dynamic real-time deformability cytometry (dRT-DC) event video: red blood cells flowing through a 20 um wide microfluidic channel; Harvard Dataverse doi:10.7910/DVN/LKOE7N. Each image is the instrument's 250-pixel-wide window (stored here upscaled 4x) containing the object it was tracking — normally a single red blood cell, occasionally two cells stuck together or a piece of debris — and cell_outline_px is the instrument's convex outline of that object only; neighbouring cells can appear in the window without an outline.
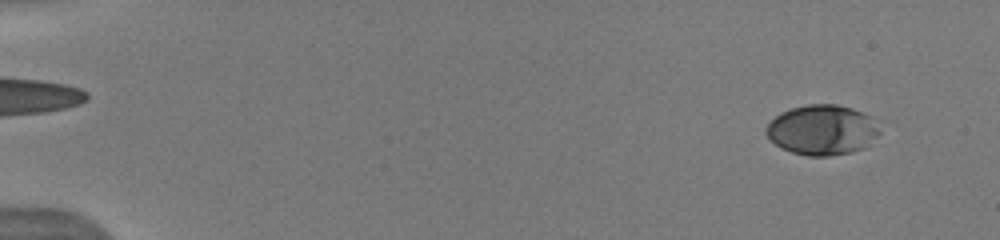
{"species": "human", "species_latin": "Homo sapiens", "temperature_condition": "warm", "stored_images_in_passage": 11, "camera_frame_rate_fps": 3000, "um_per_image_px": 0.085, "donor": {"sex": "male"}, "frame": {"image": 1, "passage_image": 2, "time_ms": 0.333, "image_size_px": [1000, 240], "cell_outline_px": [[880, 132], [864, 148], [852, 152], [828, 156], [808, 156], [792, 152], [780, 148], [764, 132], [764, 128], [780, 112], [792, 108], [808, 104], [836, 104], [852, 108], [872, 116]], "centroid_in_image_um": [69.87, 11.04], "position_along_channel_um": 15.1, "area_um2": 33.12}}
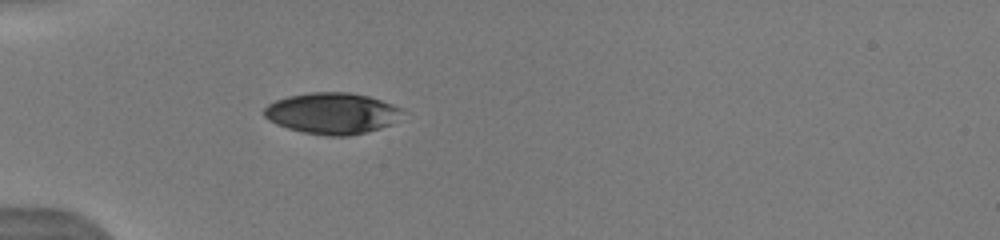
{"frame": {"image": 2, "passage_image": 8, "time_ms": 4.667, "image_size_px": [1000, 240], "cell_outline_px": [[404, 112], [392, 124], [380, 128], [348, 136], [324, 136], [304, 132], [288, 128], [276, 124], [268, 120], [264, 116], [264, 108], [268, 104], [276, 100], [288, 96], [312, 92], [348, 92], [368, 96], [404, 108]], "centroid_in_image_um": [28.23, 9.63], "position_along_channel_um": 56.8, "area_um2": 33.23}}